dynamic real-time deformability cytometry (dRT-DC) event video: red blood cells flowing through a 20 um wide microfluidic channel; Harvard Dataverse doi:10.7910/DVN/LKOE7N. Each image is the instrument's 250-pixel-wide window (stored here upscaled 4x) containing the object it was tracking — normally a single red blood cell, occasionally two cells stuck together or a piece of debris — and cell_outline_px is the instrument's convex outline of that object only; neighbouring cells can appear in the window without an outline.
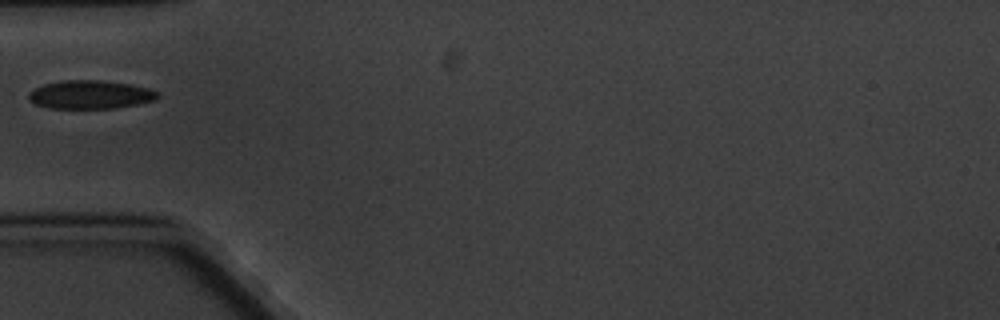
{"species": "common noctule bat (a hibernating species)", "species_latin": "Nyctalus noctula", "temperature_condition": "cold", "stored_images_in_passage": 1, "camera_frame_rate_fps": 3000, "um_per_image_px": 0.085, "animal": {"sex": "male", "body_mass_g": 20.1, "forearm_length_mm": 53.5}, "frame": {"image": 1, "passage_image": 1, "time_ms": 0.0, "image_size_px": [1000, 320], "cell_outline_px": [[160, 96], [156, 100], [116, 108], [48, 108], [36, 104], [28, 100], [28, 92], [44, 84], [60, 80], [100, 80], [132, 84], [148, 88], [160, 92]], "centroid_in_image_um": [7.69, 8.03], "position_along_channel_um": 77.3, "area_um2": 21.56}}